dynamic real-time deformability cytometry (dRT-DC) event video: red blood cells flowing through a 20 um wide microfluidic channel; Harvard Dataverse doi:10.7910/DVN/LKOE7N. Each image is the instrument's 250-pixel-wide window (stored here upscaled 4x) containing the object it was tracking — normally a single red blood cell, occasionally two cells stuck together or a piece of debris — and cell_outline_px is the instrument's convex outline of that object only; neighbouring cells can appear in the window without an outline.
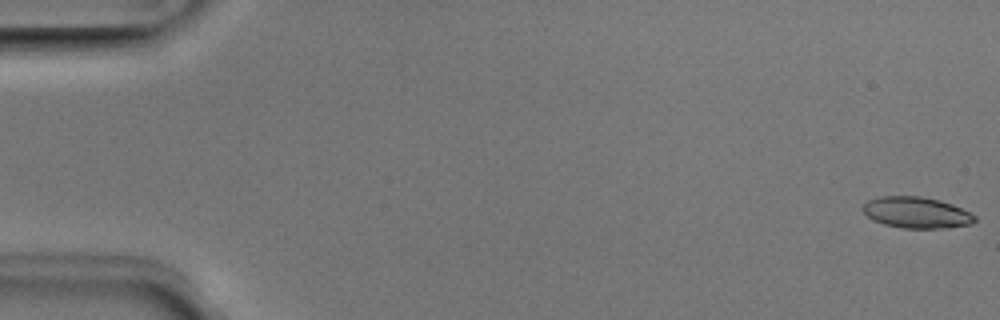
{"species": "Egyptian fruit bat (a non-hibernating species)", "species_latin": "Rousettus aegyptiacus", "temperature_condition": "room temperature", "stored_images_in_passage": 51, "camera_frame_rate_fps": 3000, "um_per_image_px": 0.085, "animal": {"sex": "male"}, "frame": {"image": 1, "passage_image": 1, "time_ms": 0.0, "image_size_px": [1000, 320], "cell_outline_px": [[976, 220], [972, 224], [944, 228], [900, 228], [884, 224], [872, 220], [860, 208], [868, 200], [880, 196], [920, 196], [940, 200], [952, 204], [976, 216]], "centroid_in_image_um": [77.87, 18.07], "position_along_channel_um": 7.1, "area_um2": 20.4}}
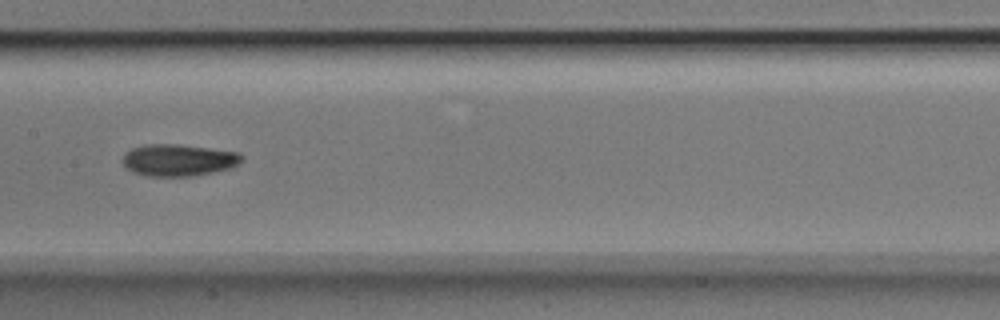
{"frame": {"image": 2, "passage_image": 26, "time_ms": 8.333, "image_size_px": [1000, 320], "cell_outline_px": [[244, 156], [232, 168], [192, 176], [148, 176], [132, 172], [124, 164], [124, 152], [132, 148], [144, 144], [176, 144], [240, 152]], "centroid_in_image_um": [15.17, 13.6], "position_along_channel_um": 192.2, "area_um2": 22.02}}
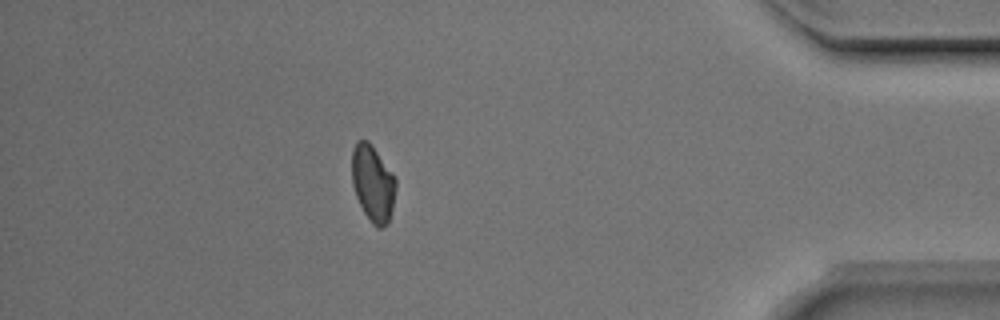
{"frame": {"image": 3, "passage_image": 45, "time_ms": 14.667, "image_size_px": [1000, 320], "cell_outline_px": [[396, 188], [392, 208], [388, 224], [380, 228], [376, 228], [372, 224], [364, 212], [356, 196], [352, 184], [352, 148], [356, 140], [368, 140], [372, 144], [392, 172], [396, 180]], "centroid_in_image_um": [31.69, 15.56], "position_along_channel_um": 403.5, "area_um2": 19.71}, "authors_computed_cell_mechanics": {"area_um2": 20.8658, "velocity_mm_per_s": 4.011, "shape_relaxation_time_tau1_ms": 2.7249, "shape_relaxation_time_tau2_ms": 4.3724, "deformation_change_tau1": 0.0911, "deformation_change_tau2": 0.0957}}